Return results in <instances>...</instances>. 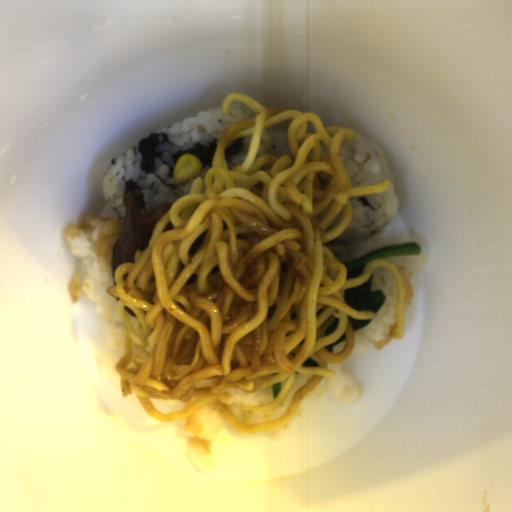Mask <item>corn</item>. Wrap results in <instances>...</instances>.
Instances as JSON below:
<instances>
[{
	"label": "corn",
	"mask_w": 512,
	"mask_h": 512,
	"mask_svg": "<svg viewBox=\"0 0 512 512\" xmlns=\"http://www.w3.org/2000/svg\"><path fill=\"white\" fill-rule=\"evenodd\" d=\"M201 170L202 164L194 155H180L174 165L172 180L175 184H183L195 178Z\"/></svg>",
	"instance_id": "corn-1"
}]
</instances>
